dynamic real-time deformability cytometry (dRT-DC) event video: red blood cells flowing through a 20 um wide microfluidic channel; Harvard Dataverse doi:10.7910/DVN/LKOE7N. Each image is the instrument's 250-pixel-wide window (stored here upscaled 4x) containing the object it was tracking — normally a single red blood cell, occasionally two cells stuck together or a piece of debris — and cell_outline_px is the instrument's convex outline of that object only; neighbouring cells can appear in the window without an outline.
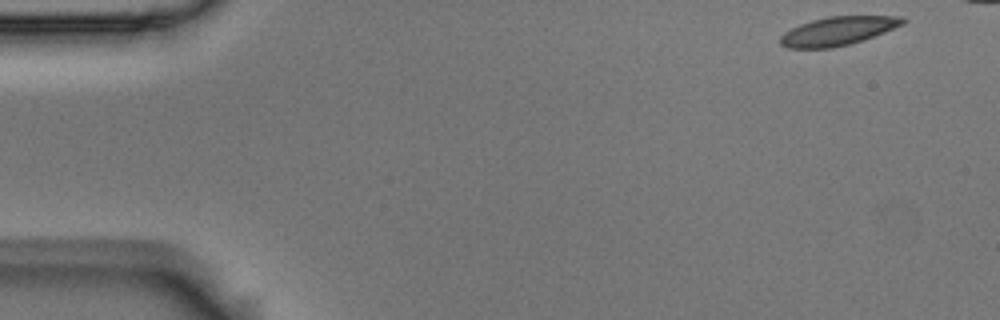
{"species": "Egyptian fruit bat (a non-hibernating species)", "species_latin": "Rousettus aegyptiacus", "temperature_condition": "room temperature", "stored_images_in_passage": 48, "camera_frame_rate_fps": 3000, "um_per_image_px": 0.085, "animal": {"sex": "male"}, "frame": {"image": 1, "passage_image": 1, "time_ms": 0.0, "image_size_px": [1000, 320], "cell_outline_px": [[908, 20], [904, 24], [884, 32], [848, 44], [832, 48], [788, 48], [780, 44], [780, 36], [784, 32], [800, 24], [812, 20], [828, 16], [900, 16]], "centroid_in_image_um": [71.2, 2.63], "position_along_channel_um": 13.8, "area_um2": 20.23}}
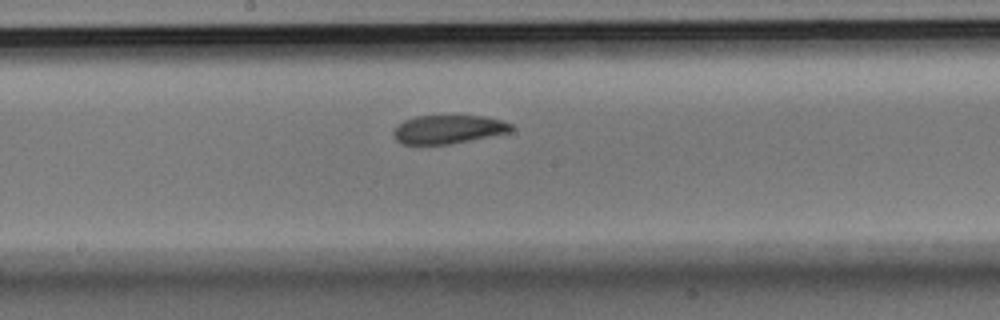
{"frame": {"image": 2, "passage_image": 27, "time_ms": 8.667, "image_size_px": [1000, 320], "cell_outline_px": [[512, 132], [448, 144], [400, 144], [396, 140], [392, 132], [404, 120], [416, 116], [484, 116], [500, 120], [512, 124]], "centroid_in_image_um": [38.1, 10.99], "position_along_channel_um": 210.1, "area_um2": 19.42}}
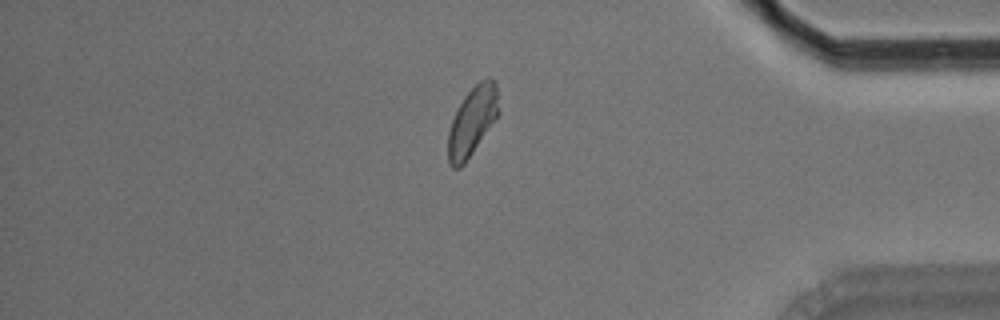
{"frame": {"image": 3, "passage_image": 45, "time_ms": 14.667, "image_size_px": [1000, 320], "cell_outline_px": [[500, 116], [464, 164], [460, 168], [452, 168], [448, 164], [448, 132], [452, 120], [464, 96], [480, 80], [488, 76], [496, 80], [500, 112]], "centroid_in_image_um": [40.19, 10.3], "position_along_channel_um": 395.0, "area_um2": 20.75}, "authors_computed_cell_mechanics": {"area_um2": 20.7502, "velocity_mm_per_s": 3.5571, "shape_relaxation_time_tau1_ms": 6.7144, "shape_relaxation_time_tau2_ms": 2.1627, "deformation_change_tau1": 0.1479, "deformation_change_tau2": 0.0753}}